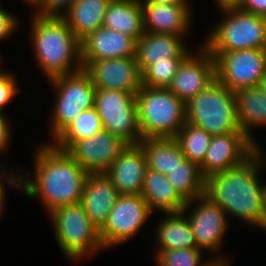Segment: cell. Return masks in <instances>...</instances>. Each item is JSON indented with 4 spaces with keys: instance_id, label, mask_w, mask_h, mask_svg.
<instances>
[{
    "instance_id": "obj_31",
    "label": "cell",
    "mask_w": 266,
    "mask_h": 266,
    "mask_svg": "<svg viewBox=\"0 0 266 266\" xmlns=\"http://www.w3.org/2000/svg\"><path fill=\"white\" fill-rule=\"evenodd\" d=\"M183 59L167 58L166 61H155L142 73V85L168 88Z\"/></svg>"
},
{
    "instance_id": "obj_22",
    "label": "cell",
    "mask_w": 266,
    "mask_h": 266,
    "mask_svg": "<svg viewBox=\"0 0 266 266\" xmlns=\"http://www.w3.org/2000/svg\"><path fill=\"white\" fill-rule=\"evenodd\" d=\"M141 196L152 213L156 209L162 214L179 213L183 211L187 203L168 181L167 175L148 168L145 173Z\"/></svg>"
},
{
    "instance_id": "obj_26",
    "label": "cell",
    "mask_w": 266,
    "mask_h": 266,
    "mask_svg": "<svg viewBox=\"0 0 266 266\" xmlns=\"http://www.w3.org/2000/svg\"><path fill=\"white\" fill-rule=\"evenodd\" d=\"M103 26L122 32L136 42L144 33L140 0H111L104 15Z\"/></svg>"
},
{
    "instance_id": "obj_5",
    "label": "cell",
    "mask_w": 266,
    "mask_h": 266,
    "mask_svg": "<svg viewBox=\"0 0 266 266\" xmlns=\"http://www.w3.org/2000/svg\"><path fill=\"white\" fill-rule=\"evenodd\" d=\"M136 103L142 139L174 138L186 123L185 103L169 88L142 85Z\"/></svg>"
},
{
    "instance_id": "obj_40",
    "label": "cell",
    "mask_w": 266,
    "mask_h": 266,
    "mask_svg": "<svg viewBox=\"0 0 266 266\" xmlns=\"http://www.w3.org/2000/svg\"><path fill=\"white\" fill-rule=\"evenodd\" d=\"M141 4H190L189 0H140Z\"/></svg>"
},
{
    "instance_id": "obj_16",
    "label": "cell",
    "mask_w": 266,
    "mask_h": 266,
    "mask_svg": "<svg viewBox=\"0 0 266 266\" xmlns=\"http://www.w3.org/2000/svg\"><path fill=\"white\" fill-rule=\"evenodd\" d=\"M126 146L120 138L103 129L91 138L76 140L66 152L88 174H100L109 170Z\"/></svg>"
},
{
    "instance_id": "obj_15",
    "label": "cell",
    "mask_w": 266,
    "mask_h": 266,
    "mask_svg": "<svg viewBox=\"0 0 266 266\" xmlns=\"http://www.w3.org/2000/svg\"><path fill=\"white\" fill-rule=\"evenodd\" d=\"M258 147L244 131L212 136L203 161L199 164L204 178L242 164Z\"/></svg>"
},
{
    "instance_id": "obj_11",
    "label": "cell",
    "mask_w": 266,
    "mask_h": 266,
    "mask_svg": "<svg viewBox=\"0 0 266 266\" xmlns=\"http://www.w3.org/2000/svg\"><path fill=\"white\" fill-rule=\"evenodd\" d=\"M216 62V78L233 92L257 87L266 70L264 49L209 52Z\"/></svg>"
},
{
    "instance_id": "obj_39",
    "label": "cell",
    "mask_w": 266,
    "mask_h": 266,
    "mask_svg": "<svg viewBox=\"0 0 266 266\" xmlns=\"http://www.w3.org/2000/svg\"><path fill=\"white\" fill-rule=\"evenodd\" d=\"M208 260H203L200 266H229L231 262H229L228 258L222 254L216 255L212 258H207Z\"/></svg>"
},
{
    "instance_id": "obj_45",
    "label": "cell",
    "mask_w": 266,
    "mask_h": 266,
    "mask_svg": "<svg viewBox=\"0 0 266 266\" xmlns=\"http://www.w3.org/2000/svg\"><path fill=\"white\" fill-rule=\"evenodd\" d=\"M3 167V168H2ZM5 169L4 166H2V164L0 163V173Z\"/></svg>"
},
{
    "instance_id": "obj_1",
    "label": "cell",
    "mask_w": 266,
    "mask_h": 266,
    "mask_svg": "<svg viewBox=\"0 0 266 266\" xmlns=\"http://www.w3.org/2000/svg\"><path fill=\"white\" fill-rule=\"evenodd\" d=\"M45 144L34 149L33 179L28 178V171L21 174V190L29 199L39 198L50 213L58 207L81 202L88 173L66 151L57 149L51 142Z\"/></svg>"
},
{
    "instance_id": "obj_18",
    "label": "cell",
    "mask_w": 266,
    "mask_h": 266,
    "mask_svg": "<svg viewBox=\"0 0 266 266\" xmlns=\"http://www.w3.org/2000/svg\"><path fill=\"white\" fill-rule=\"evenodd\" d=\"M190 4H141L144 32L183 36L191 28Z\"/></svg>"
},
{
    "instance_id": "obj_37",
    "label": "cell",
    "mask_w": 266,
    "mask_h": 266,
    "mask_svg": "<svg viewBox=\"0 0 266 266\" xmlns=\"http://www.w3.org/2000/svg\"><path fill=\"white\" fill-rule=\"evenodd\" d=\"M240 9L266 18V0H239Z\"/></svg>"
},
{
    "instance_id": "obj_29",
    "label": "cell",
    "mask_w": 266,
    "mask_h": 266,
    "mask_svg": "<svg viewBox=\"0 0 266 266\" xmlns=\"http://www.w3.org/2000/svg\"><path fill=\"white\" fill-rule=\"evenodd\" d=\"M102 130L101 118L92 107L83 111L51 144L66 151L76 140L91 138Z\"/></svg>"
},
{
    "instance_id": "obj_17",
    "label": "cell",
    "mask_w": 266,
    "mask_h": 266,
    "mask_svg": "<svg viewBox=\"0 0 266 266\" xmlns=\"http://www.w3.org/2000/svg\"><path fill=\"white\" fill-rule=\"evenodd\" d=\"M147 168L141 145H127L105 174L120 195H141Z\"/></svg>"
},
{
    "instance_id": "obj_13",
    "label": "cell",
    "mask_w": 266,
    "mask_h": 266,
    "mask_svg": "<svg viewBox=\"0 0 266 266\" xmlns=\"http://www.w3.org/2000/svg\"><path fill=\"white\" fill-rule=\"evenodd\" d=\"M191 51L180 63L168 87L185 104L206 89L216 79L215 58L202 45Z\"/></svg>"
},
{
    "instance_id": "obj_2",
    "label": "cell",
    "mask_w": 266,
    "mask_h": 266,
    "mask_svg": "<svg viewBox=\"0 0 266 266\" xmlns=\"http://www.w3.org/2000/svg\"><path fill=\"white\" fill-rule=\"evenodd\" d=\"M262 151L260 147L239 166L206 177L204 195L221 206L228 217L233 215L255 229L266 231L259 175L261 167H266Z\"/></svg>"
},
{
    "instance_id": "obj_24",
    "label": "cell",
    "mask_w": 266,
    "mask_h": 266,
    "mask_svg": "<svg viewBox=\"0 0 266 266\" xmlns=\"http://www.w3.org/2000/svg\"><path fill=\"white\" fill-rule=\"evenodd\" d=\"M111 0H75L61 15L75 36L82 41L103 26Z\"/></svg>"
},
{
    "instance_id": "obj_6",
    "label": "cell",
    "mask_w": 266,
    "mask_h": 266,
    "mask_svg": "<svg viewBox=\"0 0 266 266\" xmlns=\"http://www.w3.org/2000/svg\"><path fill=\"white\" fill-rule=\"evenodd\" d=\"M185 107L186 122L212 136L243 131L237 118L235 94L217 78Z\"/></svg>"
},
{
    "instance_id": "obj_25",
    "label": "cell",
    "mask_w": 266,
    "mask_h": 266,
    "mask_svg": "<svg viewBox=\"0 0 266 266\" xmlns=\"http://www.w3.org/2000/svg\"><path fill=\"white\" fill-rule=\"evenodd\" d=\"M162 219V220H161ZM157 224L154 237L156 252L173 249L197 248L188 218L183 212L165 213ZM157 243V244H156Z\"/></svg>"
},
{
    "instance_id": "obj_14",
    "label": "cell",
    "mask_w": 266,
    "mask_h": 266,
    "mask_svg": "<svg viewBox=\"0 0 266 266\" xmlns=\"http://www.w3.org/2000/svg\"><path fill=\"white\" fill-rule=\"evenodd\" d=\"M82 67L96 89L121 90L136 96L142 86L136 56L82 61Z\"/></svg>"
},
{
    "instance_id": "obj_12",
    "label": "cell",
    "mask_w": 266,
    "mask_h": 266,
    "mask_svg": "<svg viewBox=\"0 0 266 266\" xmlns=\"http://www.w3.org/2000/svg\"><path fill=\"white\" fill-rule=\"evenodd\" d=\"M196 202L194 204V202ZM198 203V204H197ZM195 205V206H194ZM191 206L195 207L190 209ZM190 213L187 214L186 212ZM186 214L191 230L197 242V248L208 251L211 255L218 254L224 235L228 231L229 218L225 210L218 204L212 203L205 195L187 201L182 211ZM189 215V216H188Z\"/></svg>"
},
{
    "instance_id": "obj_41",
    "label": "cell",
    "mask_w": 266,
    "mask_h": 266,
    "mask_svg": "<svg viewBox=\"0 0 266 266\" xmlns=\"http://www.w3.org/2000/svg\"><path fill=\"white\" fill-rule=\"evenodd\" d=\"M261 201H262L263 213L266 218V181L261 186Z\"/></svg>"
},
{
    "instance_id": "obj_46",
    "label": "cell",
    "mask_w": 266,
    "mask_h": 266,
    "mask_svg": "<svg viewBox=\"0 0 266 266\" xmlns=\"http://www.w3.org/2000/svg\"><path fill=\"white\" fill-rule=\"evenodd\" d=\"M2 1L0 0V10H2L3 9V6H2V3H1Z\"/></svg>"
},
{
    "instance_id": "obj_23",
    "label": "cell",
    "mask_w": 266,
    "mask_h": 266,
    "mask_svg": "<svg viewBox=\"0 0 266 266\" xmlns=\"http://www.w3.org/2000/svg\"><path fill=\"white\" fill-rule=\"evenodd\" d=\"M234 94L239 125L248 138L260 148L252 136V131L257 127H266V93L257 86L239 89Z\"/></svg>"
},
{
    "instance_id": "obj_44",
    "label": "cell",
    "mask_w": 266,
    "mask_h": 266,
    "mask_svg": "<svg viewBox=\"0 0 266 266\" xmlns=\"http://www.w3.org/2000/svg\"><path fill=\"white\" fill-rule=\"evenodd\" d=\"M258 87L266 93V70L263 74V76L260 78V81H259V84H258Z\"/></svg>"
},
{
    "instance_id": "obj_33",
    "label": "cell",
    "mask_w": 266,
    "mask_h": 266,
    "mask_svg": "<svg viewBox=\"0 0 266 266\" xmlns=\"http://www.w3.org/2000/svg\"><path fill=\"white\" fill-rule=\"evenodd\" d=\"M16 81V75L14 76L5 69H0V113H4L3 109L13 101L17 93H21Z\"/></svg>"
},
{
    "instance_id": "obj_21",
    "label": "cell",
    "mask_w": 266,
    "mask_h": 266,
    "mask_svg": "<svg viewBox=\"0 0 266 266\" xmlns=\"http://www.w3.org/2000/svg\"><path fill=\"white\" fill-rule=\"evenodd\" d=\"M185 37L164 33L144 32L136 42L135 56L141 74L155 61L185 58L191 51Z\"/></svg>"
},
{
    "instance_id": "obj_38",
    "label": "cell",
    "mask_w": 266,
    "mask_h": 266,
    "mask_svg": "<svg viewBox=\"0 0 266 266\" xmlns=\"http://www.w3.org/2000/svg\"><path fill=\"white\" fill-rule=\"evenodd\" d=\"M12 131L9 120L5 116V113H0V153L6 152V149L10 147V141L12 139Z\"/></svg>"
},
{
    "instance_id": "obj_28",
    "label": "cell",
    "mask_w": 266,
    "mask_h": 266,
    "mask_svg": "<svg viewBox=\"0 0 266 266\" xmlns=\"http://www.w3.org/2000/svg\"><path fill=\"white\" fill-rule=\"evenodd\" d=\"M167 179L186 202L204 196L205 178L195 162L185 158Z\"/></svg>"
},
{
    "instance_id": "obj_32",
    "label": "cell",
    "mask_w": 266,
    "mask_h": 266,
    "mask_svg": "<svg viewBox=\"0 0 266 266\" xmlns=\"http://www.w3.org/2000/svg\"><path fill=\"white\" fill-rule=\"evenodd\" d=\"M157 266H200L203 252L199 248L155 252Z\"/></svg>"
},
{
    "instance_id": "obj_4",
    "label": "cell",
    "mask_w": 266,
    "mask_h": 266,
    "mask_svg": "<svg viewBox=\"0 0 266 266\" xmlns=\"http://www.w3.org/2000/svg\"><path fill=\"white\" fill-rule=\"evenodd\" d=\"M217 8L221 11V16H224L211 28L205 43L204 40L202 42L208 52L265 48V17L246 12L237 5H224Z\"/></svg>"
},
{
    "instance_id": "obj_30",
    "label": "cell",
    "mask_w": 266,
    "mask_h": 266,
    "mask_svg": "<svg viewBox=\"0 0 266 266\" xmlns=\"http://www.w3.org/2000/svg\"><path fill=\"white\" fill-rule=\"evenodd\" d=\"M174 138L185 158L199 165L205 157L212 135L201 127L186 122Z\"/></svg>"
},
{
    "instance_id": "obj_7",
    "label": "cell",
    "mask_w": 266,
    "mask_h": 266,
    "mask_svg": "<svg viewBox=\"0 0 266 266\" xmlns=\"http://www.w3.org/2000/svg\"><path fill=\"white\" fill-rule=\"evenodd\" d=\"M48 215L51 217L60 252L67 259L78 263L105 249L99 230L90 221L81 203L58 207Z\"/></svg>"
},
{
    "instance_id": "obj_9",
    "label": "cell",
    "mask_w": 266,
    "mask_h": 266,
    "mask_svg": "<svg viewBox=\"0 0 266 266\" xmlns=\"http://www.w3.org/2000/svg\"><path fill=\"white\" fill-rule=\"evenodd\" d=\"M94 107L104 130L127 145L140 143L142 137L134 94L121 90L96 89Z\"/></svg>"
},
{
    "instance_id": "obj_27",
    "label": "cell",
    "mask_w": 266,
    "mask_h": 266,
    "mask_svg": "<svg viewBox=\"0 0 266 266\" xmlns=\"http://www.w3.org/2000/svg\"><path fill=\"white\" fill-rule=\"evenodd\" d=\"M139 144L145 152L148 169L165 175L185 159L175 138H146Z\"/></svg>"
},
{
    "instance_id": "obj_3",
    "label": "cell",
    "mask_w": 266,
    "mask_h": 266,
    "mask_svg": "<svg viewBox=\"0 0 266 266\" xmlns=\"http://www.w3.org/2000/svg\"><path fill=\"white\" fill-rule=\"evenodd\" d=\"M34 59L47 80L83 69L81 41L61 16H31Z\"/></svg>"
},
{
    "instance_id": "obj_42",
    "label": "cell",
    "mask_w": 266,
    "mask_h": 266,
    "mask_svg": "<svg viewBox=\"0 0 266 266\" xmlns=\"http://www.w3.org/2000/svg\"><path fill=\"white\" fill-rule=\"evenodd\" d=\"M21 1H23V3H25L26 5L29 4L30 7H33L32 9L35 12L42 5L43 0H21Z\"/></svg>"
},
{
    "instance_id": "obj_8",
    "label": "cell",
    "mask_w": 266,
    "mask_h": 266,
    "mask_svg": "<svg viewBox=\"0 0 266 266\" xmlns=\"http://www.w3.org/2000/svg\"><path fill=\"white\" fill-rule=\"evenodd\" d=\"M49 83L56 93L49 124L53 142L83 111L94 107L96 87L83 69L53 78Z\"/></svg>"
},
{
    "instance_id": "obj_19",
    "label": "cell",
    "mask_w": 266,
    "mask_h": 266,
    "mask_svg": "<svg viewBox=\"0 0 266 266\" xmlns=\"http://www.w3.org/2000/svg\"><path fill=\"white\" fill-rule=\"evenodd\" d=\"M136 41L127 34L102 26L81 41V60L134 57Z\"/></svg>"
},
{
    "instance_id": "obj_20",
    "label": "cell",
    "mask_w": 266,
    "mask_h": 266,
    "mask_svg": "<svg viewBox=\"0 0 266 266\" xmlns=\"http://www.w3.org/2000/svg\"><path fill=\"white\" fill-rule=\"evenodd\" d=\"M119 196L105 173L87 175L80 203L98 230L106 222Z\"/></svg>"
},
{
    "instance_id": "obj_43",
    "label": "cell",
    "mask_w": 266,
    "mask_h": 266,
    "mask_svg": "<svg viewBox=\"0 0 266 266\" xmlns=\"http://www.w3.org/2000/svg\"><path fill=\"white\" fill-rule=\"evenodd\" d=\"M217 7L224 5H236L239 0H214Z\"/></svg>"
},
{
    "instance_id": "obj_35",
    "label": "cell",
    "mask_w": 266,
    "mask_h": 266,
    "mask_svg": "<svg viewBox=\"0 0 266 266\" xmlns=\"http://www.w3.org/2000/svg\"><path fill=\"white\" fill-rule=\"evenodd\" d=\"M8 168L5 167V169L0 173V216H2L4 213L3 210L6 203L5 193H7L6 189V182L9 183L12 187H15L17 189H21V174H17L14 172H9ZM9 172V173H7ZM3 180V181H2ZM1 219V217H0Z\"/></svg>"
},
{
    "instance_id": "obj_10",
    "label": "cell",
    "mask_w": 266,
    "mask_h": 266,
    "mask_svg": "<svg viewBox=\"0 0 266 266\" xmlns=\"http://www.w3.org/2000/svg\"><path fill=\"white\" fill-rule=\"evenodd\" d=\"M152 214L141 195H120L99 229L103 247L110 249L128 241L144 227Z\"/></svg>"
},
{
    "instance_id": "obj_34",
    "label": "cell",
    "mask_w": 266,
    "mask_h": 266,
    "mask_svg": "<svg viewBox=\"0 0 266 266\" xmlns=\"http://www.w3.org/2000/svg\"><path fill=\"white\" fill-rule=\"evenodd\" d=\"M75 0H43L35 14L42 16H61Z\"/></svg>"
},
{
    "instance_id": "obj_36",
    "label": "cell",
    "mask_w": 266,
    "mask_h": 266,
    "mask_svg": "<svg viewBox=\"0 0 266 266\" xmlns=\"http://www.w3.org/2000/svg\"><path fill=\"white\" fill-rule=\"evenodd\" d=\"M11 12L5 9L0 10V42L12 37V34L17 31L20 21Z\"/></svg>"
}]
</instances>
